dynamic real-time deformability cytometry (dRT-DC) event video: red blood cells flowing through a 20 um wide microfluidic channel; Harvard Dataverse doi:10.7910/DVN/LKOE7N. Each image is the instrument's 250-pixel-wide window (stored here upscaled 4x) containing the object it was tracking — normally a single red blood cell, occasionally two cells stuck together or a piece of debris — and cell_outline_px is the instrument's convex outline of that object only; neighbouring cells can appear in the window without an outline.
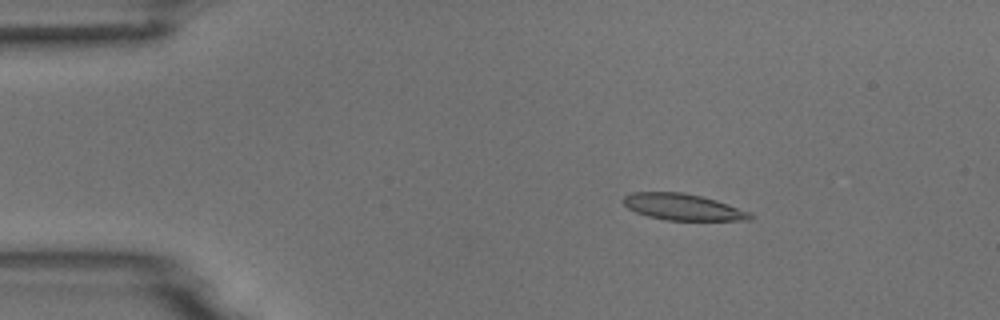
{"species": "common noctule bat (a hibernating species)", "species_latin": "Nyctalus noctula", "temperature_condition": "room temperature", "stored_images_in_passage": 3, "camera_frame_rate_fps": 3000, "um_per_image_px": 0.085, "animal": {"sex": "male", "body_mass_g": 18.8}, "frame": {"image": 1, "passage_image": 1, "time_ms": 0.0, "image_size_px": [1000, 320], "cell_outline_px": [[752, 220], [664, 220], [648, 216], [636, 212], [628, 208], [620, 200], [624, 196], [632, 192], [684, 192], [716, 200], [748, 212], [752, 216]], "centroid_in_image_um": [57.97, 17.59], "position_along_channel_um": 27.0, "area_um2": 19.36}}
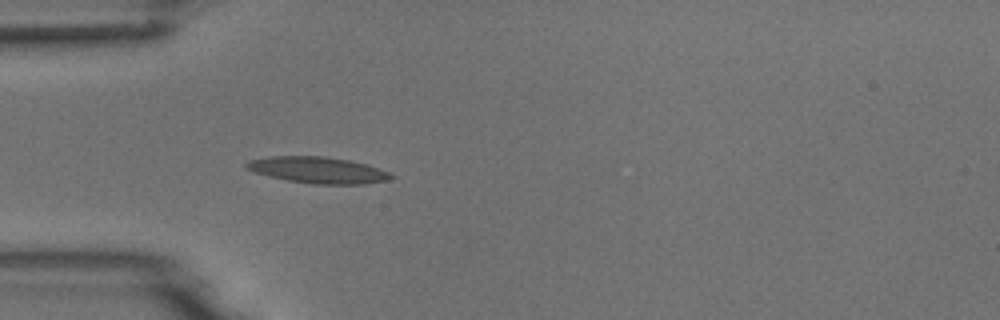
{"frame": {"image": 2, "passage_image": 3, "time_ms": 2.333, "image_size_px": [1000, 320], "cell_outline_px": [[396, 176], [388, 180], [364, 184], [312, 184], [288, 180], [268, 176], [244, 168], [244, 164], [248, 160], [268, 156], [324, 156], [348, 160], [368, 164], [388, 172]], "centroid_in_image_um": [27.01, 14.45], "position_along_channel_um": 58.0, "area_um2": 22.31}}